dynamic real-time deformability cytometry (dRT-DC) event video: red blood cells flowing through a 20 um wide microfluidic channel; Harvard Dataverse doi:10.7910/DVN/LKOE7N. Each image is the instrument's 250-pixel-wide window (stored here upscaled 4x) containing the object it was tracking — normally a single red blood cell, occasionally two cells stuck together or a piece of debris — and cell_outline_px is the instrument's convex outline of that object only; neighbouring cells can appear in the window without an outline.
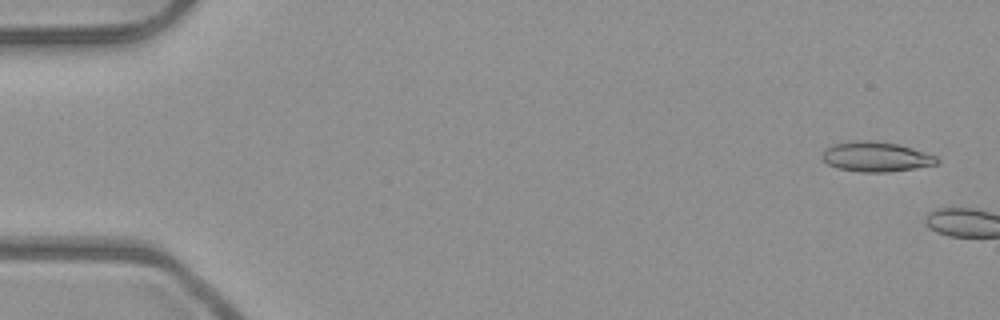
{"species": "common noctule bat (a hibernating species)", "species_latin": "Nyctalus noctula", "temperature_condition": "room temperature", "stored_images_in_passage": 4, "camera_frame_rate_fps": 3000, "um_per_image_px": 0.085, "animal": {"sex": "male", "body_mass_g": 23.1, "forearm_length_mm": 52.7}, "frame": {"image": 1, "passage_image": 2, "time_ms": 0.333, "image_size_px": [1000, 320], "cell_outline_px": [[940, 160], [936, 164], [888, 172], [860, 172], [836, 168], [828, 164], [824, 160], [824, 148], [832, 144], [852, 140], [872, 140], [896, 144], [912, 148], [936, 156]], "centroid_in_image_um": [74.42, 13.31], "position_along_channel_um": 10.6, "area_um2": 19.88}}